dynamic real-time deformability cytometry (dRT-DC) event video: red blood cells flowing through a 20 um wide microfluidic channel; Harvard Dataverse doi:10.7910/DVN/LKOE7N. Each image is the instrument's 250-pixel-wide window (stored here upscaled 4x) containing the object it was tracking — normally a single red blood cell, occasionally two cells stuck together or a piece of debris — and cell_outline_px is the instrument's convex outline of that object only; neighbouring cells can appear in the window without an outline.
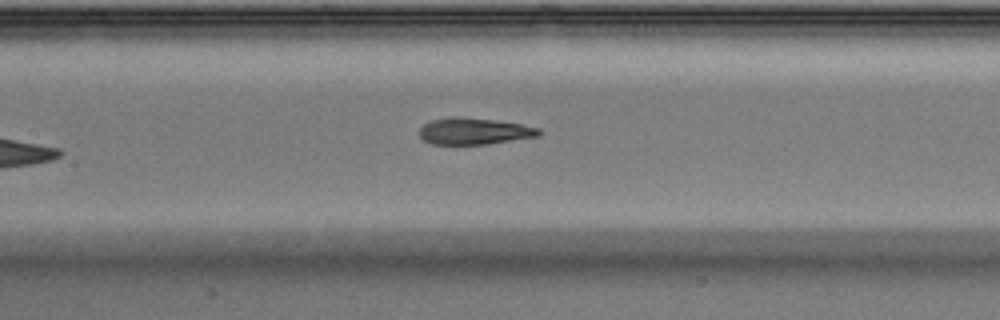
{"species": "Egyptian fruit bat (a non-hibernating species)", "species_latin": "Rousettus aegyptiacus", "temperature_condition": "warm", "stored_images_in_passage": 6, "camera_frame_rate_fps": 3000, "um_per_image_px": 0.085, "animal": {"sex": "male"}, "frame": {"image": 1, "passage_image": 6, "time_ms": 1.667, "image_size_px": [1000, 320], "cell_outline_px": [[540, 136], [488, 144], [432, 144], [424, 140], [420, 136], [420, 128], [428, 120], [452, 116], [460, 116], [492, 120], [520, 124], [540, 128]], "centroid_in_image_um": [40.28, 11.14], "position_along_channel_um": 167.1, "area_um2": 18.55}}